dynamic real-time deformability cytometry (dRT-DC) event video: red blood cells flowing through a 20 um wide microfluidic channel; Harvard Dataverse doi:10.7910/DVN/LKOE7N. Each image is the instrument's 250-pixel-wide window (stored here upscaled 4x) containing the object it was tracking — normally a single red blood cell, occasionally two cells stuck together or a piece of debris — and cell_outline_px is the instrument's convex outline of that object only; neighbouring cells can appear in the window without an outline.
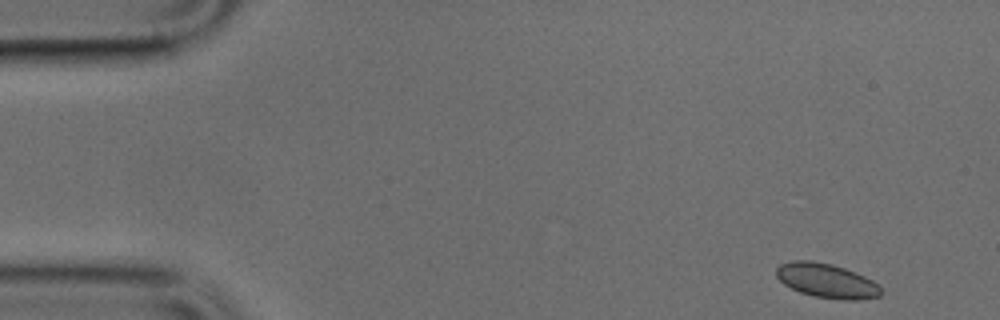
{"species": "common noctule bat (a hibernating species)", "species_latin": "Nyctalus noctula", "temperature_condition": "cold", "stored_images_in_passage": 9, "camera_frame_rate_fps": 3000, "um_per_image_px": 0.085, "animal": {"sex": "male", "body_mass_g": 17.9, "forearm_length_mm": 54.2}, "frame": {"image": 1, "passage_image": 1, "time_ms": 0.0, "image_size_px": [1000, 320], "cell_outline_px": [[884, 292], [880, 296], [856, 300], [840, 300], [812, 296], [800, 292], [784, 284], [776, 276], [776, 268], [780, 264], [792, 260], [812, 260], [832, 264], [856, 272], [880, 284]], "centroid_in_image_um": [70.29, 23.86], "position_along_channel_um": 14.7, "area_um2": 21.27}}